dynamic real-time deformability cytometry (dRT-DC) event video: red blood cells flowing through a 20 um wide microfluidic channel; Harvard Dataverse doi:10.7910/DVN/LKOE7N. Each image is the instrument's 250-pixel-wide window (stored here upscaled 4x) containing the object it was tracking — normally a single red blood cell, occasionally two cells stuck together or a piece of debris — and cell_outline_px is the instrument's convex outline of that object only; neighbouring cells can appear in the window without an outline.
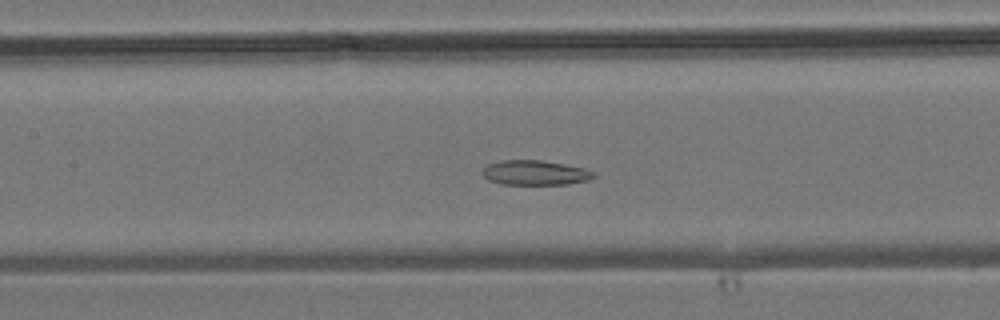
{"species": "common noctule bat (a hibernating species)", "species_latin": "Nyctalus noctula", "temperature_condition": "room temperature", "stored_images_in_passage": 31, "camera_frame_rate_fps": 3000, "um_per_image_px": 0.085, "animal": {"sex": "male", "body_mass_g": 19.2, "forearm_length_mm": 51.8}, "frame": {"image": 1, "passage_image": 13, "time_ms": 4.0, "image_size_px": [1000, 320], "cell_outline_px": [[596, 176], [588, 180], [568, 184], [500, 184], [488, 180], [480, 172], [488, 164], [500, 160], [540, 160], [564, 164], [584, 168], [596, 172]], "centroid_in_image_um": [45.47, 14.68], "position_along_channel_um": 161.9, "area_um2": 16.13}}
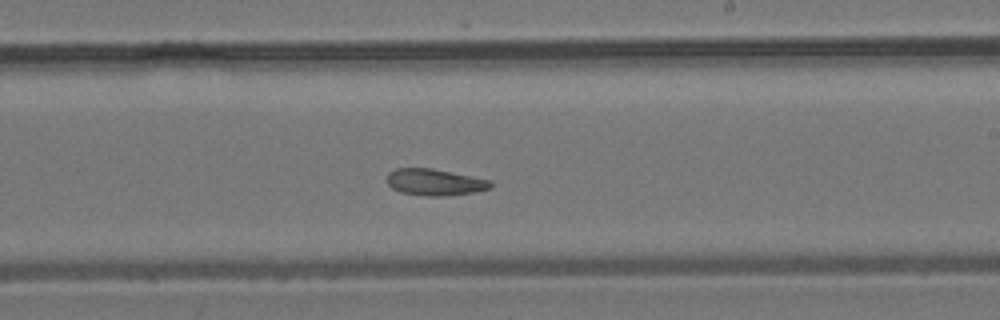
{"frame": {"image": 2, "passage_image": 19, "time_ms": 6.0, "image_size_px": [1000, 320], "cell_outline_px": [[492, 188], [472, 192], [444, 196], [428, 196], [400, 192], [392, 188], [388, 184], [388, 172], [396, 168], [432, 168], [492, 180]], "centroid_in_image_um": [36.97, 15.48], "position_along_channel_um": 252.0, "area_um2": 16.01}}
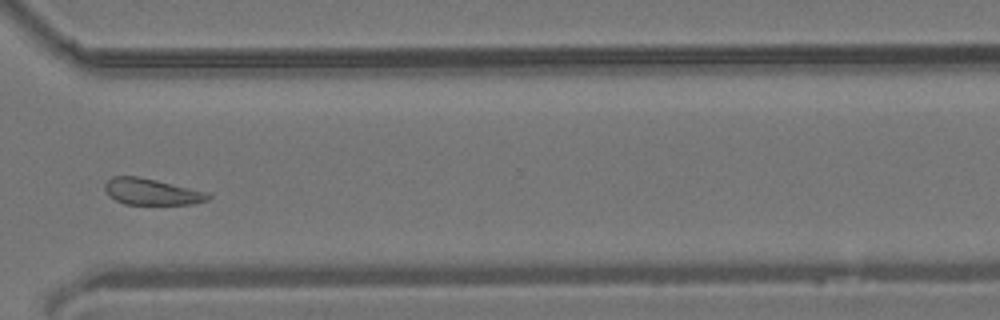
{"frame": {"image": 3, "passage_image": 26, "time_ms": 8.333, "image_size_px": [1000, 320], "cell_outline_px": [[212, 196], [208, 200], [192, 204], [124, 204], [108, 196], [104, 188], [104, 184], [112, 176], [136, 176], [156, 180], [208, 192]], "centroid_in_image_um": [12.88, 16.3], "position_along_channel_um": 357.7, "area_um2": 15.84}}